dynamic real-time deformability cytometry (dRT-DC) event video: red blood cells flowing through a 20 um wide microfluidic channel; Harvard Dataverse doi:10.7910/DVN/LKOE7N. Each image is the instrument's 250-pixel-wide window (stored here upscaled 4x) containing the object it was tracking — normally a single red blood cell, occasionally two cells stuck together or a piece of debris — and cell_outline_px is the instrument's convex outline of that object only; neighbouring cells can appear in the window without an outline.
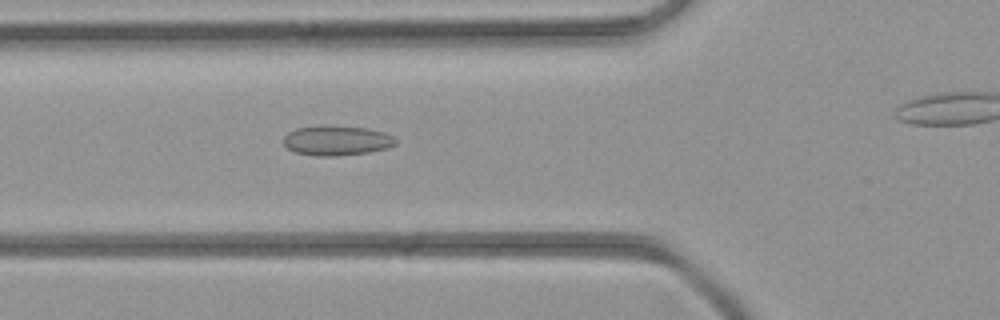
{"species": "common noctule bat (a hibernating species)", "species_latin": "Nyctalus noctula", "temperature_condition": "room temperature", "stored_images_in_passage": 35, "camera_frame_rate_fps": 3000, "um_per_image_px": 0.085, "animal": {"sex": "female", "body_mass_g": 21.9}, "frame": {"image": 1, "passage_image": 15, "time_ms": 4.667, "image_size_px": [1000, 320], "cell_outline_px": [[396, 144], [388, 148], [368, 152], [336, 156], [316, 156], [296, 152], [288, 148], [284, 144], [284, 136], [288, 132], [296, 128], [368, 128], [384, 132], [392, 136], [396, 140]], "centroid_in_image_um": [28.65, 11.99], "position_along_channel_um": 97.2, "area_um2": 18.67}}
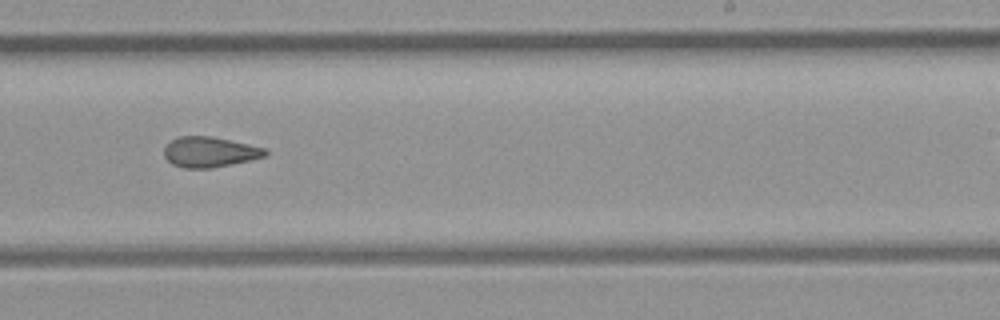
{"frame": {"image": 2, "passage_image": 26, "time_ms": 8.333, "image_size_px": [1000, 320], "cell_outline_px": [[268, 152], [264, 156], [248, 160], [212, 168], [184, 168], [172, 164], [164, 156], [164, 148], [172, 140], [180, 136], [212, 136], [248, 144], [264, 148]], "centroid_in_image_um": [17.79, 12.92], "position_along_channel_um": 271.2, "area_um2": 17.63}}
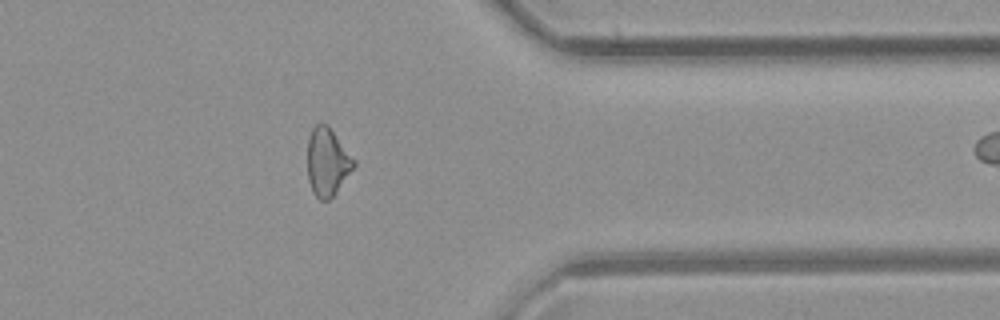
{"frame": {"image": 3, "passage_image": 34, "time_ms": 11.0, "image_size_px": [1000, 320], "cell_outline_px": [[356, 164], [336, 192], [328, 200], [320, 200], [312, 192], [308, 180], [308, 140], [312, 128], [316, 124], [328, 124], [356, 160]], "centroid_in_image_um": [27.83, 13.75], "position_along_channel_um": 383.6, "area_um2": 18.32}}